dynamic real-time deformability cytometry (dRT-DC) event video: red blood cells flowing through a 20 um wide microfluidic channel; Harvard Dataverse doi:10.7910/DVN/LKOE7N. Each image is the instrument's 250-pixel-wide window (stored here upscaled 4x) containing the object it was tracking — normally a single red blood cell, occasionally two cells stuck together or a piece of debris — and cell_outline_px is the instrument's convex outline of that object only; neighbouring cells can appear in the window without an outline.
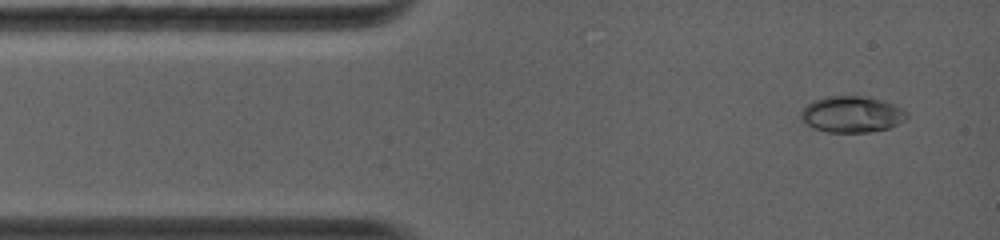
{"species": "common noctule bat (a hibernating species)", "species_latin": "Nyctalus noctula", "temperature_condition": "warm", "stored_images_in_passage": 5, "camera_frame_rate_fps": 5000, "um_per_image_px": 0.085, "animal": {"sex": "female", "body_mass_g": 19.0, "forearm_length_mm": 56.7}, "frame": {"image": 1, "passage_image": 1, "time_ms": 0.0, "image_size_px": [1000, 240], "cell_outline_px": [[908, 116], [904, 120], [888, 128], [868, 132], [828, 132], [812, 128], [800, 116], [800, 112], [808, 104], [824, 96], [868, 96], [884, 100], [904, 108], [908, 112]], "centroid_in_image_um": [72.44, 9.7], "position_along_channel_um": 12.6, "area_um2": 22.43}}
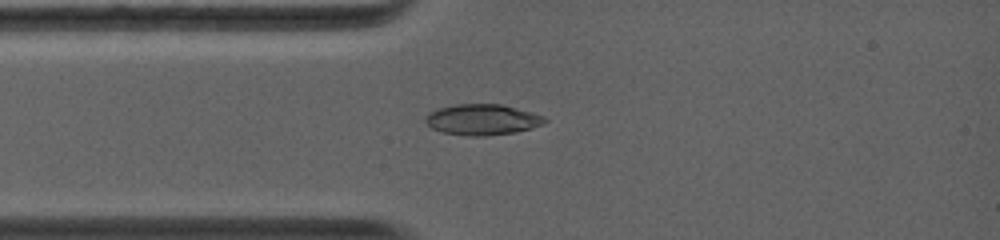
{"frame": {"image": 2, "passage_image": 5, "time_ms": 2.0, "image_size_px": [1000, 240], "cell_outline_px": [[548, 120], [544, 124], [532, 128], [516, 132], [484, 136], [468, 136], [444, 132], [432, 128], [424, 120], [424, 116], [428, 112], [436, 108], [456, 104], [500, 104], [532, 112], [544, 116]], "centroid_in_image_um": [40.99, 10.16], "position_along_channel_um": 44.0, "area_um2": 21.56}}